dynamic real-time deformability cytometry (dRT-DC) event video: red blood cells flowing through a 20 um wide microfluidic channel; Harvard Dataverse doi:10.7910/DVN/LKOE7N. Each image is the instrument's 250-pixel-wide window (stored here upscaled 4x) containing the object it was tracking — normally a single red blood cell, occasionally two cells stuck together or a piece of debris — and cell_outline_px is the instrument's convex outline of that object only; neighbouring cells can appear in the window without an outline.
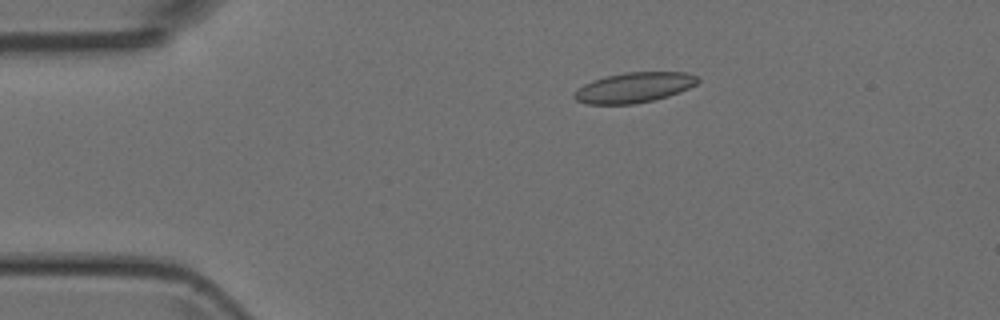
{"species": "Egyptian fruit bat (a non-hibernating species)", "species_latin": "Rousettus aegyptiacus", "temperature_condition": "room temperature", "stored_images_in_passage": 50, "camera_frame_rate_fps": 3000, "um_per_image_px": 0.085, "animal": {"sex": "female"}, "frame": {"image": 1, "passage_image": 10, "time_ms": 3.0, "image_size_px": [1000, 320], "cell_outline_px": [[700, 80], [696, 84], [680, 92], [668, 96], [652, 100], [632, 104], [584, 104], [576, 100], [572, 96], [584, 84], [592, 80], [604, 76], [628, 72], [688, 72], [700, 76]], "centroid_in_image_um": [53.92, 7.43], "position_along_channel_um": 31.1, "area_um2": 21.79}}
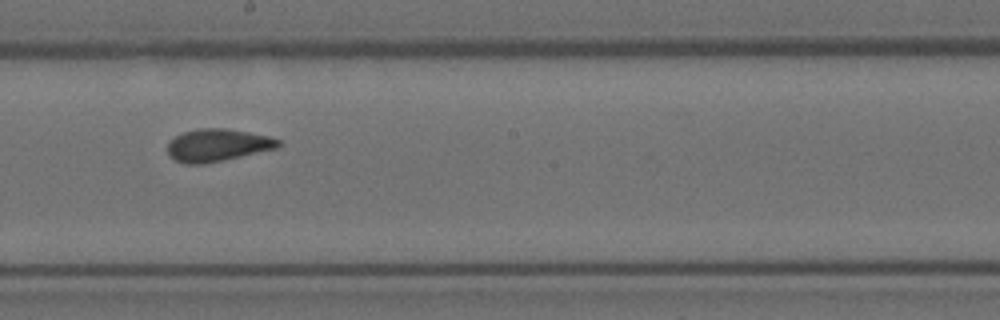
{"frame": {"image": 2, "passage_image": 28, "time_ms": 9.0, "image_size_px": [1000, 320], "cell_outline_px": [[280, 144], [276, 148], [204, 164], [184, 164], [168, 156], [168, 140], [184, 132], [200, 128], [224, 128], [248, 132], [268, 136], [280, 140]], "centroid_in_image_um": [18.44, 12.34], "position_along_channel_um": 229.8, "area_um2": 20.75}}
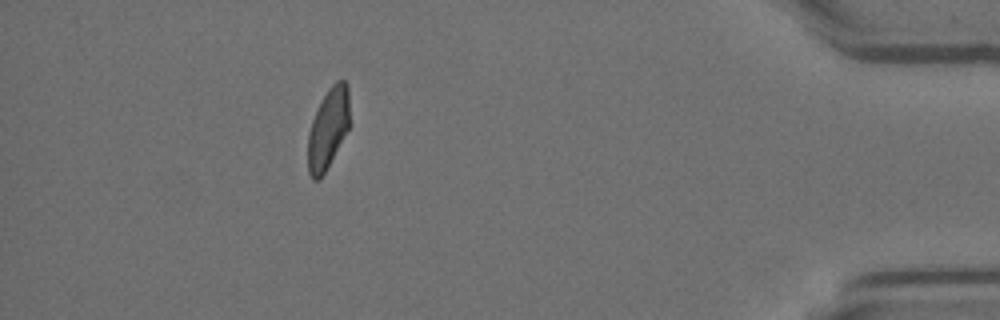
{"frame": {"image": 3, "passage_image": 45, "time_ms": 14.667, "image_size_px": [1000, 320], "cell_outline_px": [[348, 128], [320, 180], [312, 180], [308, 172], [308, 132], [312, 120], [328, 88], [336, 80], [344, 80], [348, 84]], "centroid_in_image_um": [27.86, 10.93], "position_along_channel_um": 407.3, "area_um2": 19.13}}